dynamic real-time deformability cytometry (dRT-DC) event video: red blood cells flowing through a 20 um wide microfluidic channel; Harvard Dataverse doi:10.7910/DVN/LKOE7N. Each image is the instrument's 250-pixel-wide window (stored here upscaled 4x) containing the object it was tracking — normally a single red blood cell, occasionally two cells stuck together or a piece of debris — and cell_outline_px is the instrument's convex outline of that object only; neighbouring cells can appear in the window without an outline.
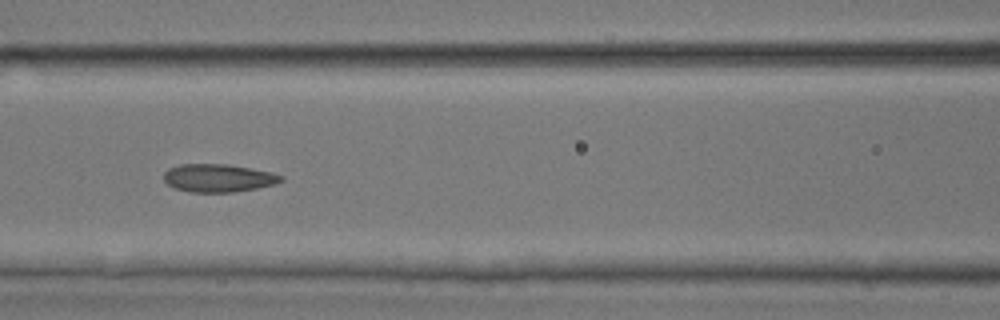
{"species": "common noctule bat (a hibernating species)", "species_latin": "Nyctalus noctula", "temperature_condition": "room temperature", "stored_images_in_passage": 23, "camera_frame_rate_fps": 3000, "um_per_image_px": 0.085, "animal": {"sex": "male", "body_mass_g": 17.9, "forearm_length_mm": 54.2}, "frame": {"image": 1, "passage_image": 15, "time_ms": 4.667, "image_size_px": [1000, 320], "cell_outline_px": [[284, 180], [276, 184], [256, 188], [232, 192], [192, 192], [176, 188], [168, 184], [164, 180], [164, 172], [168, 168], [180, 164], [228, 164], [272, 172], [284, 176]], "centroid_in_image_um": [18.58, 15.12], "position_along_channel_um": 148.0, "area_um2": 19.13}}
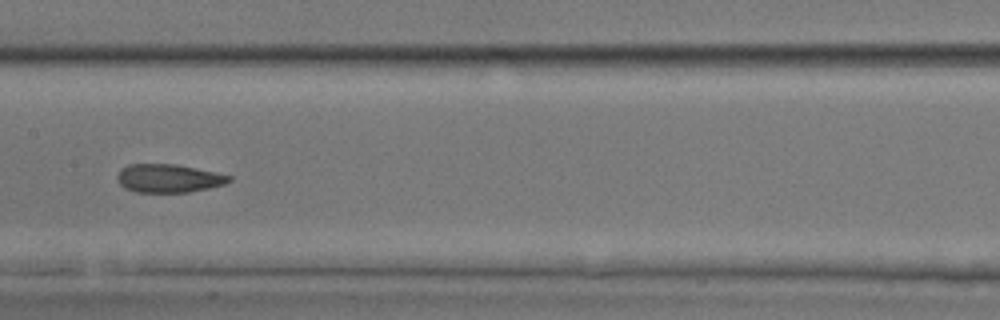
{"frame": {"image": 2, "passage_image": 18, "time_ms": 5.667, "image_size_px": [1000, 320], "cell_outline_px": [[232, 180], [224, 184], [208, 188], [188, 192], [136, 192], [124, 188], [116, 180], [116, 176], [120, 168], [128, 164], [176, 164], [216, 172], [232, 176]], "centroid_in_image_um": [14.3, 15.15], "position_along_channel_um": 193.1, "area_um2": 18.61}}
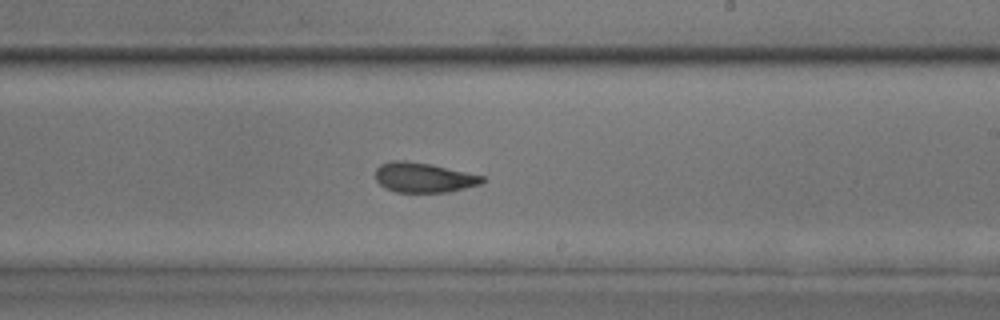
{"frame": {"image": 3, "passage_image": 22, "time_ms": 7.0, "image_size_px": [1000, 320], "cell_outline_px": [[484, 180], [480, 184], [448, 192], [396, 192], [384, 188], [376, 180], [376, 168], [380, 164], [392, 160], [404, 160], [432, 164], [484, 176]], "centroid_in_image_um": [35.98, 15.08], "position_along_channel_um": 253.0, "area_um2": 18.61}}